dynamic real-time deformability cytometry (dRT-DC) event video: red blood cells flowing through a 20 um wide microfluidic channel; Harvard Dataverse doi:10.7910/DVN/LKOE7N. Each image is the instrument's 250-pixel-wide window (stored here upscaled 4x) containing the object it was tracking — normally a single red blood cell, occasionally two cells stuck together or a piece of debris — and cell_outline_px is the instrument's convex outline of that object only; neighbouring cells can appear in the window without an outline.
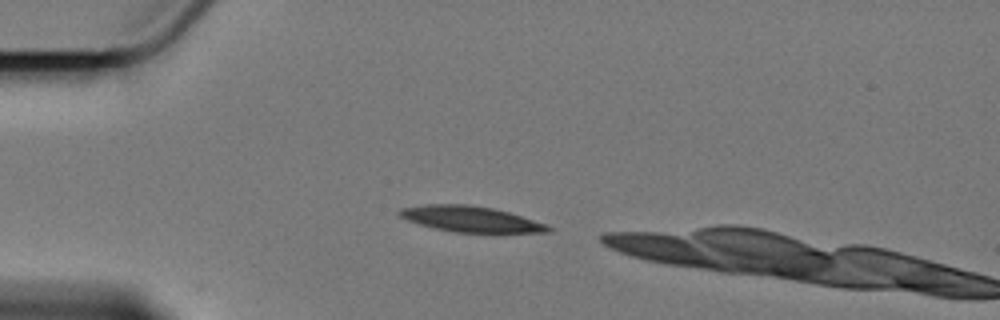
{"species": "Egyptian fruit bat (a non-hibernating species)", "species_latin": "Rousettus aegyptiacus", "temperature_condition": "cold", "stored_images_in_passage": 2, "camera_frame_rate_fps": 3000, "um_per_image_px": 0.085, "animal": {"sex": "female"}, "frame": {"image": 1, "passage_image": 1, "time_ms": 0.0, "image_size_px": [1000, 320], "cell_outline_px": [[552, 232], [456, 232], [436, 228], [420, 224], [408, 220], [400, 216], [396, 212], [400, 208], [424, 204], [468, 204], [492, 208], [508, 212], [544, 224], [552, 228]], "centroid_in_image_um": [39.95, 18.6], "position_along_channel_um": 45.1, "area_um2": 21.91}}